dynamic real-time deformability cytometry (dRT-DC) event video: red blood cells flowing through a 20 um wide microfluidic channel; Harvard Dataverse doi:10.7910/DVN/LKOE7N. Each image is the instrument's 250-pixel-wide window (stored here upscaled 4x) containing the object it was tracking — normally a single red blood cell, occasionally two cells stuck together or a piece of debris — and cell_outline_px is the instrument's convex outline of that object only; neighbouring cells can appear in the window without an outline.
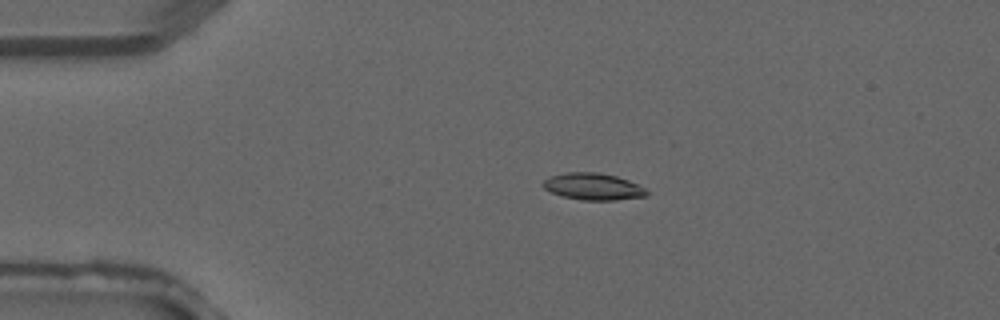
{"species": "common noctule bat (a hibernating species)", "species_latin": "Nyctalus noctula", "temperature_condition": "warm", "stored_images_in_passage": 5, "camera_frame_rate_fps": 3000, "um_per_image_px": 0.085, "animal": {"sex": "male", "forearm_length_mm": 52.5}, "frame": {"image": 1, "passage_image": 3, "time_ms": 0.667, "image_size_px": [1000, 320], "cell_outline_px": [[648, 196], [616, 200], [580, 200], [560, 196], [544, 188], [540, 184], [544, 180], [552, 176], [568, 172], [600, 172], [616, 176], [628, 180], [644, 188], [648, 192]], "centroid_in_image_um": [50.4, 15.86], "position_along_channel_um": 34.6, "area_um2": 16.24}}